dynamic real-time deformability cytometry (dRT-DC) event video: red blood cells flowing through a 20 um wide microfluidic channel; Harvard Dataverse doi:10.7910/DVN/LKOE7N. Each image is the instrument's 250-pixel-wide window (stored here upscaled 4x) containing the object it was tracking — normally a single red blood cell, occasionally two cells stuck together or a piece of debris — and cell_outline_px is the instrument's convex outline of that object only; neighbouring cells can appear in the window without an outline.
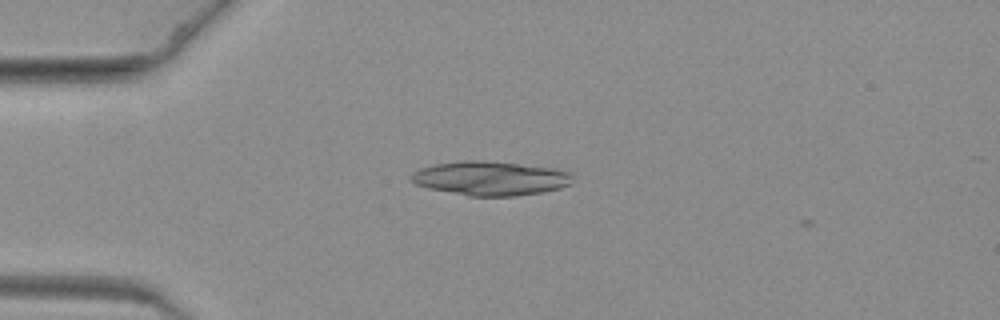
{"species": "common noctule bat (a hibernating species)", "species_latin": "Nyctalus noctula", "temperature_condition": "warm", "stored_images_in_passage": 3, "camera_frame_rate_fps": 3000, "um_per_image_px": 0.085, "animal": {"sex": "female", "body_mass_g": 19.3, "forearm_length_mm": 54.1}, "frame": {"image": 1, "passage_image": 2, "time_ms": 0.333, "image_size_px": [1000, 320], "cell_outline_px": [[572, 184], [560, 188], [544, 192], [516, 196], [468, 196], [428, 188], [416, 184], [408, 180], [408, 176], [412, 172], [420, 168], [436, 164], [464, 160], [492, 160], [552, 168], [572, 172]], "centroid_in_image_um": [41.68, 15.15], "position_along_channel_um": 43.3, "area_um2": 32.6}}